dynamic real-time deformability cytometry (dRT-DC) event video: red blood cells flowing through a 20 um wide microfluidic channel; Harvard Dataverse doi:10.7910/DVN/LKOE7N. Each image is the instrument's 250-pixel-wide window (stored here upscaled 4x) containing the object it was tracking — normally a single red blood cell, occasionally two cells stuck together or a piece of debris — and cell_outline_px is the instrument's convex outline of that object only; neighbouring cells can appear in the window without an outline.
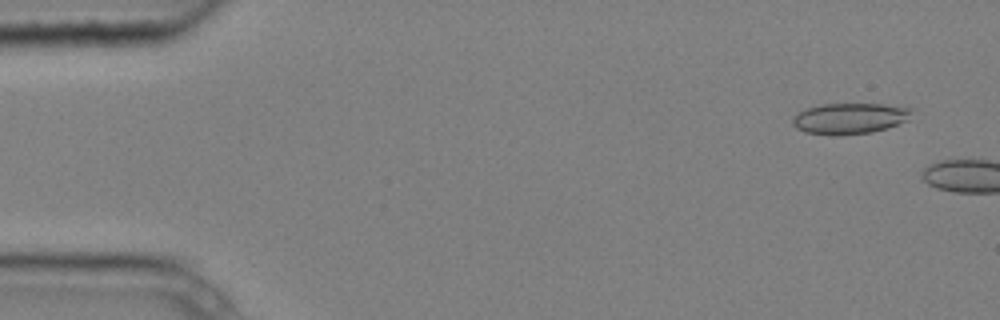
{"species": "common noctule bat (a hibernating species)", "species_latin": "Nyctalus noctula", "temperature_condition": "cold", "stored_images_in_passage": 2, "camera_frame_rate_fps": 3000, "um_per_image_px": 0.085, "animal": {"sex": "male", "body_mass_g": 20.4}, "frame": {"image": 1, "passage_image": 1, "time_ms": 0.0, "image_size_px": [1000, 320], "cell_outline_px": [[916, 108], [908, 120], [888, 128], [872, 132], [840, 136], [832, 136], [804, 132], [796, 128], [792, 124], [792, 120], [804, 108], [820, 104], [884, 104]], "centroid_in_image_um": [72.26, 10.07], "position_along_channel_um": 12.7, "area_um2": 21.91}}